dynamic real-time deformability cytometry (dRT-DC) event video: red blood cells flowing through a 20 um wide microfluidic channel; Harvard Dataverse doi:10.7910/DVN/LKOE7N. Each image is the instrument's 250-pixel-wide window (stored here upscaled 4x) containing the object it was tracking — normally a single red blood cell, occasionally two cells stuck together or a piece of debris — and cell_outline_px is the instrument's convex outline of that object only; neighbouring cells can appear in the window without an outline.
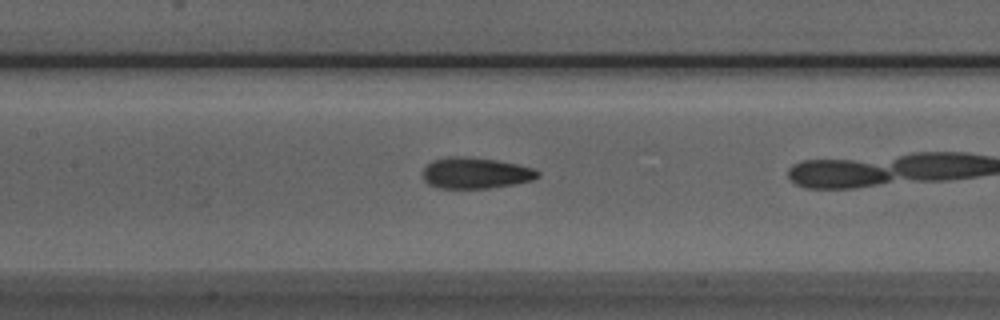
{"species": "Egyptian fruit bat (a non-hibernating species)", "species_latin": "Rousettus aegyptiacus", "temperature_condition": "room temperature", "stored_images_in_passage": 29, "camera_frame_rate_fps": 3000, "um_per_image_px": 0.085, "animal": {"sex": "male"}, "frame": {"image": 1, "passage_image": 13, "time_ms": 4.0, "image_size_px": [1000, 320], "cell_outline_px": [[540, 176], [532, 180], [512, 184], [488, 188], [440, 188], [428, 184], [424, 180], [424, 168], [432, 160], [448, 156], [468, 156], [496, 160], [516, 164], [532, 168], [540, 172]], "centroid_in_image_um": [40.41, 14.7], "position_along_channel_um": 167.0, "area_um2": 20.75}}